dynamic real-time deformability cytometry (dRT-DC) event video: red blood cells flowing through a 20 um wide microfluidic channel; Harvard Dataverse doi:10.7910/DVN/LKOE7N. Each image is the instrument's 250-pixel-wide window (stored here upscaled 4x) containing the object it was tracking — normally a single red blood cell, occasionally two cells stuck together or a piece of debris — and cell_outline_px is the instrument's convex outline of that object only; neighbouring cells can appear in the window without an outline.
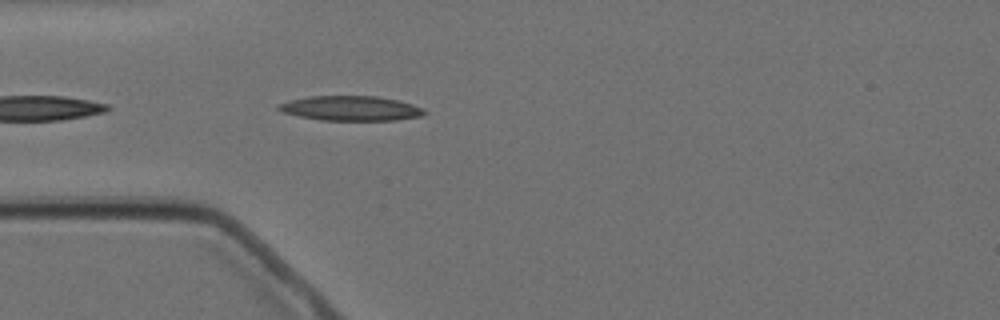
{"species": "Egyptian fruit bat (a non-hibernating species)", "species_latin": "Rousettus aegyptiacus", "temperature_condition": "cold", "stored_images_in_passage": 4, "camera_frame_rate_fps": 3000, "um_per_image_px": 0.085, "animal": {"sex": "female"}, "frame": {"image": 1, "passage_image": 4, "time_ms": 3.333, "image_size_px": [1000, 320], "cell_outline_px": [[428, 112], [424, 116], [396, 120], [320, 120], [300, 116], [284, 112], [276, 108], [276, 104], [288, 100], [308, 96], [376, 96], [400, 100], [424, 108]], "centroid_in_image_um": [29.85, 9.2], "position_along_channel_um": 55.2, "area_um2": 21.27}}